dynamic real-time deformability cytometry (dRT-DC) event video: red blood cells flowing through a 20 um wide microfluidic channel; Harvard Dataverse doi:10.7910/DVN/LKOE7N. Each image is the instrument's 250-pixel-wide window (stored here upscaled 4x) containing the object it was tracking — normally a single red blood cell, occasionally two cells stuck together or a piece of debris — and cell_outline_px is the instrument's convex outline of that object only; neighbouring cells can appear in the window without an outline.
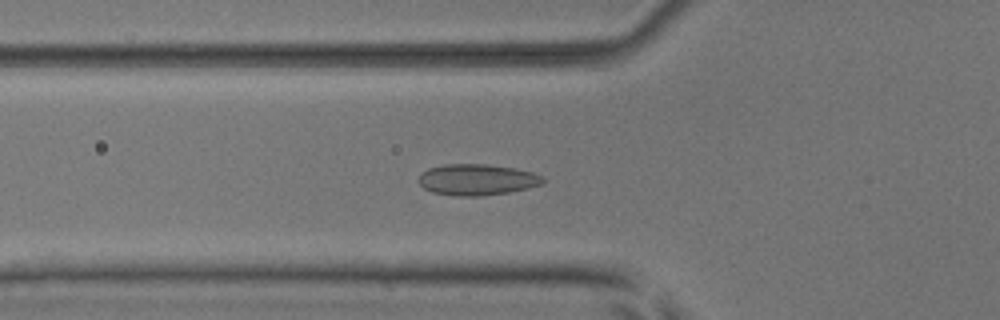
{"species": "common noctule bat (a hibernating species)", "species_latin": "Nyctalus noctula", "temperature_condition": "room temperature", "stored_images_in_passage": 53, "camera_frame_rate_fps": 3000, "um_per_image_px": 0.085, "animal": {"sex": "male", "body_mass_g": 17.9, "forearm_length_mm": 54.2}, "frame": {"image": 1, "passage_image": 18, "time_ms": 5.667, "image_size_px": [1000, 320], "cell_outline_px": [[544, 184], [528, 188], [508, 192], [484, 196], [456, 196], [432, 192], [424, 188], [416, 180], [420, 172], [428, 168], [444, 164], [484, 164], [512, 168], [532, 172], [544, 176]], "centroid_in_image_um": [40.51, 15.27], "position_along_channel_um": 85.3, "area_um2": 22.77}}
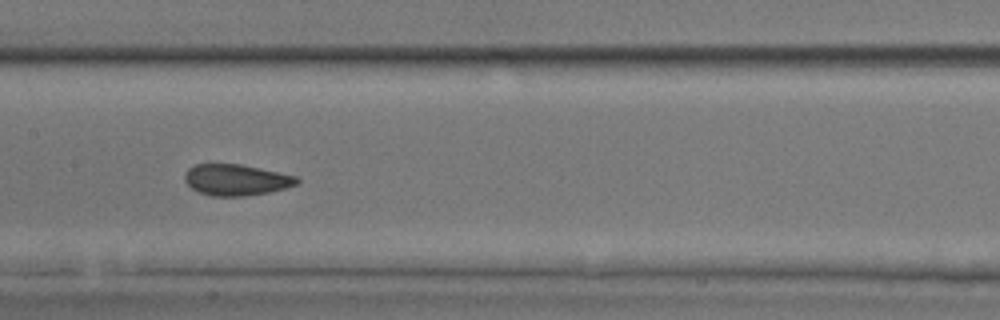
{"frame": {"image": 2, "passage_image": 26, "time_ms": 8.333, "image_size_px": [1000, 320], "cell_outline_px": [[300, 180], [296, 184], [284, 188], [268, 192], [244, 196], [212, 196], [200, 192], [192, 188], [184, 180], [184, 172], [188, 168], [196, 164], [240, 164], [296, 176]], "centroid_in_image_um": [20.03, 15.28], "position_along_channel_um": 187.4, "area_um2": 20.17}}
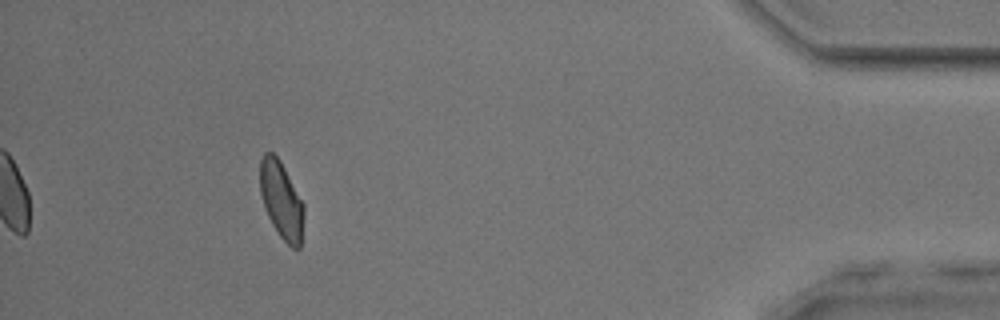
{"frame": {"image": 3, "passage_image": 48, "time_ms": 15.667, "image_size_px": [1000, 320], "cell_outline_px": [[304, 216], [300, 248], [292, 248], [280, 236], [272, 224], [264, 208], [260, 192], [260, 160], [264, 152], [272, 152], [280, 160], [304, 204]], "centroid_in_image_um": [23.91, 17.01], "position_along_channel_um": 411.3, "area_um2": 19.71}, "authors_computed_cell_mechanics": {"area_um2": 20.9814, "velocity_mm_per_s": 3.8219, "shape_relaxation_time_tau1_ms": 5.4272, "shape_relaxation_time_tau2_ms": 1.2543, "deformation_change_tau1": 0.0983, "deformation_change_tau2": 0.0434}}